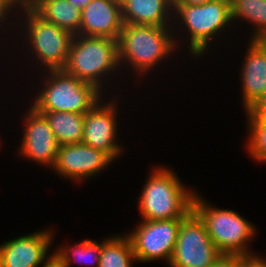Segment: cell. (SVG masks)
<instances>
[{"instance_id": "9c48e42d", "label": "cell", "mask_w": 266, "mask_h": 267, "mask_svg": "<svg viewBox=\"0 0 266 267\" xmlns=\"http://www.w3.org/2000/svg\"><path fill=\"white\" fill-rule=\"evenodd\" d=\"M183 219L144 220L135 232L127 235L136 260L147 262L164 258L169 263Z\"/></svg>"}, {"instance_id": "30bf717a", "label": "cell", "mask_w": 266, "mask_h": 267, "mask_svg": "<svg viewBox=\"0 0 266 267\" xmlns=\"http://www.w3.org/2000/svg\"><path fill=\"white\" fill-rule=\"evenodd\" d=\"M113 159L104 151L83 143L59 146L53 168L65 177H91L103 170Z\"/></svg>"}, {"instance_id": "8992f818", "label": "cell", "mask_w": 266, "mask_h": 267, "mask_svg": "<svg viewBox=\"0 0 266 267\" xmlns=\"http://www.w3.org/2000/svg\"><path fill=\"white\" fill-rule=\"evenodd\" d=\"M223 253L192 210L182 221L170 262L171 267H211Z\"/></svg>"}, {"instance_id": "7402d4cb", "label": "cell", "mask_w": 266, "mask_h": 267, "mask_svg": "<svg viewBox=\"0 0 266 267\" xmlns=\"http://www.w3.org/2000/svg\"><path fill=\"white\" fill-rule=\"evenodd\" d=\"M249 120V153L257 160L266 161V124L258 117H249Z\"/></svg>"}, {"instance_id": "5bb4252c", "label": "cell", "mask_w": 266, "mask_h": 267, "mask_svg": "<svg viewBox=\"0 0 266 267\" xmlns=\"http://www.w3.org/2000/svg\"><path fill=\"white\" fill-rule=\"evenodd\" d=\"M52 234L36 232L0 245V267H38L45 259Z\"/></svg>"}, {"instance_id": "ffe728a7", "label": "cell", "mask_w": 266, "mask_h": 267, "mask_svg": "<svg viewBox=\"0 0 266 267\" xmlns=\"http://www.w3.org/2000/svg\"><path fill=\"white\" fill-rule=\"evenodd\" d=\"M230 8L232 20L241 17L257 25L252 40L266 31V0H230Z\"/></svg>"}, {"instance_id": "f1b7e54d", "label": "cell", "mask_w": 266, "mask_h": 267, "mask_svg": "<svg viewBox=\"0 0 266 267\" xmlns=\"http://www.w3.org/2000/svg\"><path fill=\"white\" fill-rule=\"evenodd\" d=\"M73 6L78 9H84L86 6L90 4L92 0H68Z\"/></svg>"}, {"instance_id": "ac0fdd59", "label": "cell", "mask_w": 266, "mask_h": 267, "mask_svg": "<svg viewBox=\"0 0 266 267\" xmlns=\"http://www.w3.org/2000/svg\"><path fill=\"white\" fill-rule=\"evenodd\" d=\"M39 113L46 117L59 146L82 143L84 114L59 111Z\"/></svg>"}, {"instance_id": "4dcf8cb0", "label": "cell", "mask_w": 266, "mask_h": 267, "mask_svg": "<svg viewBox=\"0 0 266 267\" xmlns=\"http://www.w3.org/2000/svg\"><path fill=\"white\" fill-rule=\"evenodd\" d=\"M43 267H59V266L54 262V254H52V256L49 257V260L47 259V262L44 263Z\"/></svg>"}, {"instance_id": "d6986e66", "label": "cell", "mask_w": 266, "mask_h": 267, "mask_svg": "<svg viewBox=\"0 0 266 267\" xmlns=\"http://www.w3.org/2000/svg\"><path fill=\"white\" fill-rule=\"evenodd\" d=\"M132 260H136V257L128 236H114L103 241L99 267H131Z\"/></svg>"}, {"instance_id": "277c9868", "label": "cell", "mask_w": 266, "mask_h": 267, "mask_svg": "<svg viewBox=\"0 0 266 267\" xmlns=\"http://www.w3.org/2000/svg\"><path fill=\"white\" fill-rule=\"evenodd\" d=\"M51 79L38 94L32 107L38 112H70L85 114L100 100V90L77 79L63 69H51Z\"/></svg>"}, {"instance_id": "cb8c5ba5", "label": "cell", "mask_w": 266, "mask_h": 267, "mask_svg": "<svg viewBox=\"0 0 266 267\" xmlns=\"http://www.w3.org/2000/svg\"><path fill=\"white\" fill-rule=\"evenodd\" d=\"M242 267H266V261L256 256H247L242 263Z\"/></svg>"}, {"instance_id": "3957f363", "label": "cell", "mask_w": 266, "mask_h": 267, "mask_svg": "<svg viewBox=\"0 0 266 267\" xmlns=\"http://www.w3.org/2000/svg\"><path fill=\"white\" fill-rule=\"evenodd\" d=\"M167 27L124 23L117 39L118 60H127L139 73L145 72L173 51Z\"/></svg>"}, {"instance_id": "ba28073f", "label": "cell", "mask_w": 266, "mask_h": 267, "mask_svg": "<svg viewBox=\"0 0 266 267\" xmlns=\"http://www.w3.org/2000/svg\"><path fill=\"white\" fill-rule=\"evenodd\" d=\"M27 15L29 43L48 70L62 69L68 58L73 34L45 21L29 5H22ZM25 9V10H24Z\"/></svg>"}, {"instance_id": "1f68e13d", "label": "cell", "mask_w": 266, "mask_h": 267, "mask_svg": "<svg viewBox=\"0 0 266 267\" xmlns=\"http://www.w3.org/2000/svg\"><path fill=\"white\" fill-rule=\"evenodd\" d=\"M15 3L22 5H29L32 0H13Z\"/></svg>"}, {"instance_id": "5b68a950", "label": "cell", "mask_w": 266, "mask_h": 267, "mask_svg": "<svg viewBox=\"0 0 266 267\" xmlns=\"http://www.w3.org/2000/svg\"><path fill=\"white\" fill-rule=\"evenodd\" d=\"M193 211L204 222L207 233L223 254H249L246 241L255 233L252 224L232 210L214 209L197 195L193 199Z\"/></svg>"}, {"instance_id": "44dd1931", "label": "cell", "mask_w": 266, "mask_h": 267, "mask_svg": "<svg viewBox=\"0 0 266 267\" xmlns=\"http://www.w3.org/2000/svg\"><path fill=\"white\" fill-rule=\"evenodd\" d=\"M101 249L102 243L98 244L96 243V241L85 239V241L75 247H72L71 249L65 247L61 249L59 248V250L54 253V262L59 267H70L72 255H74V258H79V260H87V257L89 258L91 256V258H93V261L91 260L92 262L88 263L95 262L97 264V267H99ZM69 252H71L72 255H70Z\"/></svg>"}, {"instance_id": "8fae6325", "label": "cell", "mask_w": 266, "mask_h": 267, "mask_svg": "<svg viewBox=\"0 0 266 267\" xmlns=\"http://www.w3.org/2000/svg\"><path fill=\"white\" fill-rule=\"evenodd\" d=\"M107 105L99 106L97 103L84 114L82 143L104 151L114 160L121 152V148L114 141L117 131L114 118L115 104Z\"/></svg>"}, {"instance_id": "603a6c76", "label": "cell", "mask_w": 266, "mask_h": 267, "mask_svg": "<svg viewBox=\"0 0 266 267\" xmlns=\"http://www.w3.org/2000/svg\"><path fill=\"white\" fill-rule=\"evenodd\" d=\"M246 257L239 254H223L211 267H242Z\"/></svg>"}, {"instance_id": "d4e9b609", "label": "cell", "mask_w": 266, "mask_h": 267, "mask_svg": "<svg viewBox=\"0 0 266 267\" xmlns=\"http://www.w3.org/2000/svg\"><path fill=\"white\" fill-rule=\"evenodd\" d=\"M12 6H15V2L13 0H0V22L4 20V17L7 15V10L9 12Z\"/></svg>"}, {"instance_id": "f546056e", "label": "cell", "mask_w": 266, "mask_h": 267, "mask_svg": "<svg viewBox=\"0 0 266 267\" xmlns=\"http://www.w3.org/2000/svg\"><path fill=\"white\" fill-rule=\"evenodd\" d=\"M249 117H258L266 124V112H247Z\"/></svg>"}, {"instance_id": "e0dca14e", "label": "cell", "mask_w": 266, "mask_h": 267, "mask_svg": "<svg viewBox=\"0 0 266 267\" xmlns=\"http://www.w3.org/2000/svg\"><path fill=\"white\" fill-rule=\"evenodd\" d=\"M29 6L45 21L79 35L81 9L68 0H32Z\"/></svg>"}, {"instance_id": "83f0119b", "label": "cell", "mask_w": 266, "mask_h": 267, "mask_svg": "<svg viewBox=\"0 0 266 267\" xmlns=\"http://www.w3.org/2000/svg\"><path fill=\"white\" fill-rule=\"evenodd\" d=\"M253 41H255L266 53V31L259 34Z\"/></svg>"}, {"instance_id": "9a60e30c", "label": "cell", "mask_w": 266, "mask_h": 267, "mask_svg": "<svg viewBox=\"0 0 266 267\" xmlns=\"http://www.w3.org/2000/svg\"><path fill=\"white\" fill-rule=\"evenodd\" d=\"M242 71L243 103L249 111L266 92V53L253 40Z\"/></svg>"}, {"instance_id": "7a4b0ae2", "label": "cell", "mask_w": 266, "mask_h": 267, "mask_svg": "<svg viewBox=\"0 0 266 267\" xmlns=\"http://www.w3.org/2000/svg\"><path fill=\"white\" fill-rule=\"evenodd\" d=\"M117 65H119L117 40L74 35L67 62L62 69L101 91L100 77L113 71Z\"/></svg>"}, {"instance_id": "52a82bcc", "label": "cell", "mask_w": 266, "mask_h": 267, "mask_svg": "<svg viewBox=\"0 0 266 267\" xmlns=\"http://www.w3.org/2000/svg\"><path fill=\"white\" fill-rule=\"evenodd\" d=\"M180 14L190 33V50L192 54H202L209 40L230 23V0H213L202 5H173ZM219 30V31H218Z\"/></svg>"}, {"instance_id": "6da1fadb", "label": "cell", "mask_w": 266, "mask_h": 267, "mask_svg": "<svg viewBox=\"0 0 266 267\" xmlns=\"http://www.w3.org/2000/svg\"><path fill=\"white\" fill-rule=\"evenodd\" d=\"M175 173L164 168L154 170L140 197L143 220L185 218L193 210L195 194L187 192Z\"/></svg>"}, {"instance_id": "2e32d148", "label": "cell", "mask_w": 266, "mask_h": 267, "mask_svg": "<svg viewBox=\"0 0 266 267\" xmlns=\"http://www.w3.org/2000/svg\"><path fill=\"white\" fill-rule=\"evenodd\" d=\"M122 19L127 24L166 27L173 0H120ZM170 7V8H169Z\"/></svg>"}, {"instance_id": "7c38bea8", "label": "cell", "mask_w": 266, "mask_h": 267, "mask_svg": "<svg viewBox=\"0 0 266 267\" xmlns=\"http://www.w3.org/2000/svg\"><path fill=\"white\" fill-rule=\"evenodd\" d=\"M27 115L28 121L26 122L20 152L36 162L53 166L59 144L46 117L33 107L29 109Z\"/></svg>"}, {"instance_id": "4316f807", "label": "cell", "mask_w": 266, "mask_h": 267, "mask_svg": "<svg viewBox=\"0 0 266 267\" xmlns=\"http://www.w3.org/2000/svg\"><path fill=\"white\" fill-rule=\"evenodd\" d=\"M213 0H173V5H202Z\"/></svg>"}, {"instance_id": "4fadbf2b", "label": "cell", "mask_w": 266, "mask_h": 267, "mask_svg": "<svg viewBox=\"0 0 266 267\" xmlns=\"http://www.w3.org/2000/svg\"><path fill=\"white\" fill-rule=\"evenodd\" d=\"M81 13L79 35L118 39L124 24L120 0H92Z\"/></svg>"}, {"instance_id": "484cf974", "label": "cell", "mask_w": 266, "mask_h": 267, "mask_svg": "<svg viewBox=\"0 0 266 267\" xmlns=\"http://www.w3.org/2000/svg\"><path fill=\"white\" fill-rule=\"evenodd\" d=\"M247 112H266V92Z\"/></svg>"}]
</instances>
